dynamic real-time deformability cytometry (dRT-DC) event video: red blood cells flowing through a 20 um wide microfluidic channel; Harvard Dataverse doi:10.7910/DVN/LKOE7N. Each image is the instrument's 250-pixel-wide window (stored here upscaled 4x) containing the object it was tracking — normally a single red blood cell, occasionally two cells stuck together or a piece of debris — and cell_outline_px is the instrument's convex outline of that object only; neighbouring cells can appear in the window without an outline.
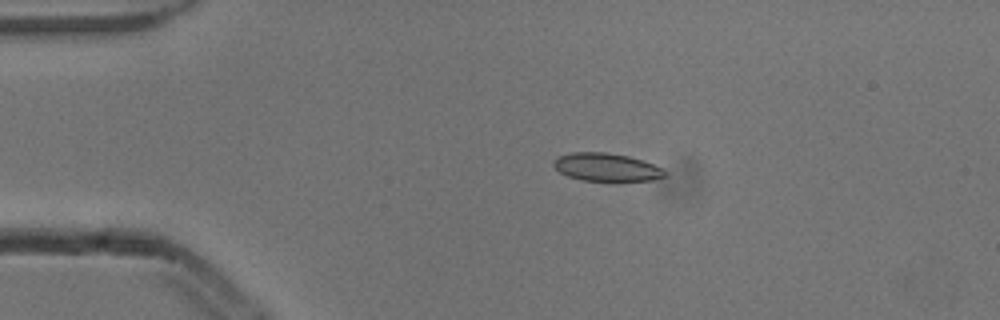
{"species": "common noctule bat (a hibernating species)", "species_latin": "Nyctalus noctula", "temperature_condition": "cold", "stored_images_in_passage": 2, "camera_frame_rate_fps": 3000, "um_per_image_px": 0.085, "animal": {"sex": "male", "body_mass_g": 13.3}, "frame": {"image": 1, "passage_image": 1, "time_ms": 0.0, "image_size_px": [1000, 320], "cell_outline_px": [[668, 176], [652, 180], [580, 180], [568, 176], [560, 172], [552, 164], [552, 160], [556, 156], [572, 152], [608, 152], [628, 156], [644, 160], [664, 168], [668, 172]], "centroid_in_image_um": [51.57, 14.19], "position_along_channel_um": 33.4, "area_um2": 18.38}}